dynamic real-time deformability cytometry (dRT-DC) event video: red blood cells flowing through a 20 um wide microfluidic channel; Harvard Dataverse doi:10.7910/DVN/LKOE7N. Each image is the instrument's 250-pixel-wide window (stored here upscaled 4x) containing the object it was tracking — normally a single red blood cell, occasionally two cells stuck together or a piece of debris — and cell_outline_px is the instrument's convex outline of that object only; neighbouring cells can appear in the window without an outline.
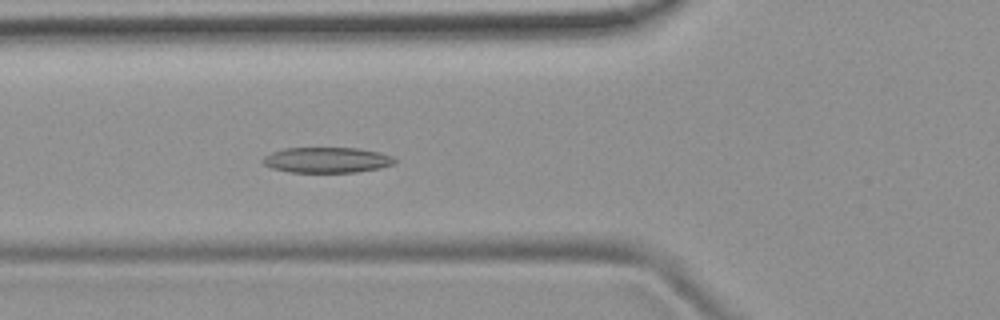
{"species": "common noctule bat (a hibernating species)", "species_latin": "Nyctalus noctula", "temperature_condition": "room temperature", "stored_images_in_passage": 41, "camera_frame_rate_fps": 3000, "um_per_image_px": 0.085, "animal": {"sex": "female", "body_mass_g": 19.9}, "frame": {"image": 1, "passage_image": 8, "time_ms": 2.333, "image_size_px": [1000, 320], "cell_outline_px": [[396, 164], [380, 168], [356, 172], [288, 172], [272, 168], [264, 164], [260, 160], [264, 156], [272, 152], [284, 148], [356, 148], [380, 152], [392, 156], [396, 160]], "centroid_in_image_um": [27.79, 13.6], "position_along_channel_um": 98.0, "area_um2": 19.71}}
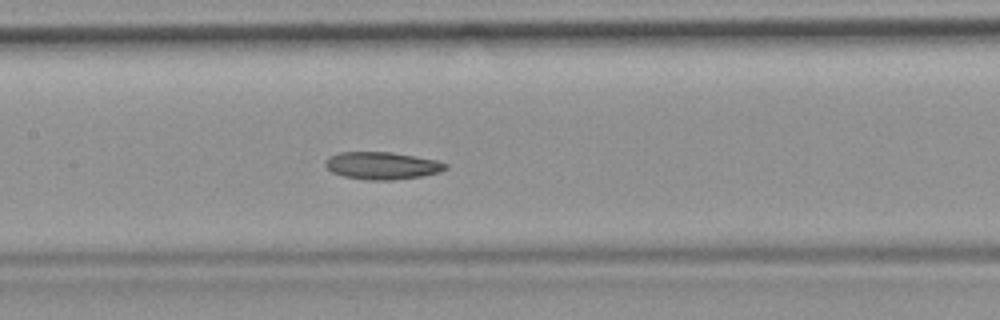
{"frame": {"image": 2, "passage_image": 14, "time_ms": 4.333, "image_size_px": [1000, 320], "cell_outline_px": [[448, 168], [440, 172], [420, 176], [392, 180], [364, 180], [344, 176], [332, 172], [324, 164], [324, 160], [328, 156], [340, 152], [392, 152], [436, 160], [448, 164]], "centroid_in_image_um": [32.45, 14.07], "position_along_channel_um": 174.9, "area_um2": 19.25}}
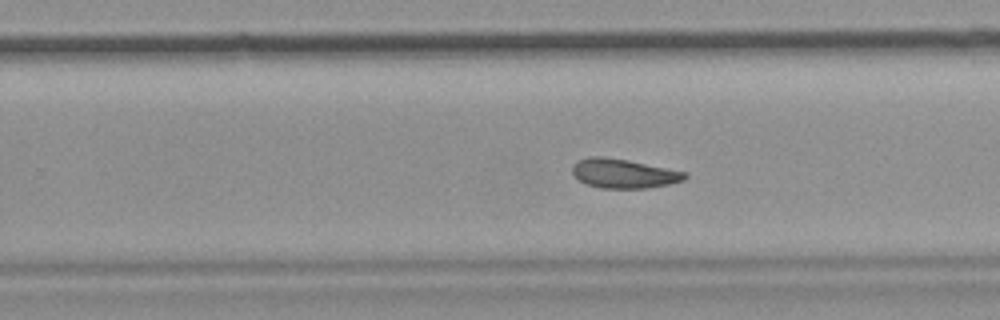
{"frame": {"image": 3, "passage_image": 22, "time_ms": 7.0, "image_size_px": [1000, 320], "cell_outline_px": [[688, 176], [684, 180], [668, 184], [648, 188], [600, 188], [588, 184], [580, 180], [572, 172], [572, 164], [588, 156], [604, 156], [628, 160], [684, 172]], "centroid_in_image_um": [52.98, 14.74], "position_along_channel_um": 276.8, "area_um2": 18.96}, "authors_computed_cell_mechanics": {"area_um2": 19.7676, "velocity_mm_per_s": 3.8373, "shape_relaxation_time_tau1_ms": 11.0603, "shape_relaxation_time_tau2_ms": 6.9558, "deformation_change_tau1": 0.1697, "deformation_change_tau2": 0.1115}}